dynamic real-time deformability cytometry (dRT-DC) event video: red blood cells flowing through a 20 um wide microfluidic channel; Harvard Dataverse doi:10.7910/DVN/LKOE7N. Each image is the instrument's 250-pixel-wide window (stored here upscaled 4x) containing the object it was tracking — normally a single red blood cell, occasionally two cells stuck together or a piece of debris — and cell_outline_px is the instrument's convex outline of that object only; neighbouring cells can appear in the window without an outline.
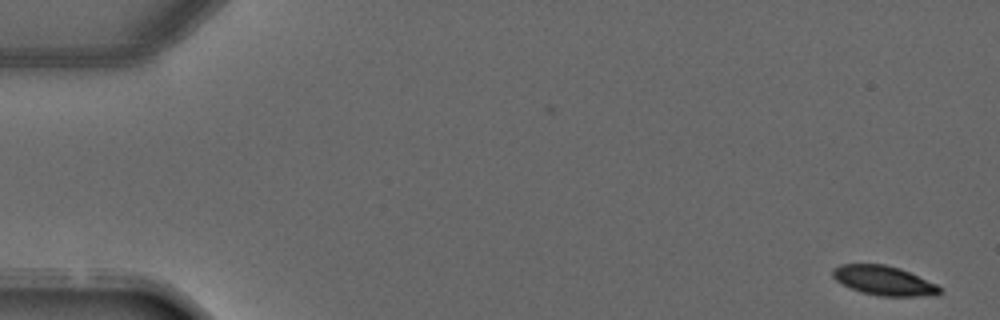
{"species": "common noctule bat (a hibernating species)", "species_latin": "Nyctalus noctula", "temperature_condition": "warm", "stored_images_in_passage": 4, "camera_frame_rate_fps": 3000, "um_per_image_px": 0.085, "animal": {"sex": "male", "forearm_length_mm": 52.5}, "frame": {"image": 1, "passage_image": 1, "time_ms": 0.0, "image_size_px": [1000, 320], "cell_outline_px": [[940, 292], [936, 296], [880, 296], [860, 292], [836, 280], [832, 276], [832, 268], [840, 264], [884, 264], [900, 268], [936, 284], [940, 288]], "centroid_in_image_um": [75.12, 23.85], "position_along_channel_um": 9.9, "area_um2": 18.26}}
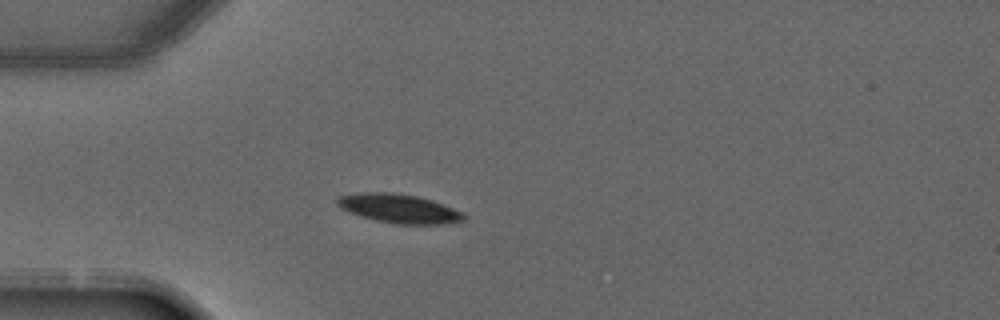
{"frame": {"image": 2, "passage_image": 4, "time_ms": 3.667, "image_size_px": [1000, 320], "cell_outline_px": [[464, 220], [440, 224], [396, 224], [376, 220], [360, 216], [348, 212], [340, 208], [336, 204], [336, 200], [340, 196], [364, 192], [392, 192], [416, 196], [432, 200], [464, 212]], "centroid_in_image_um": [33.89, 17.72], "position_along_channel_um": 51.1, "area_um2": 21.27}}